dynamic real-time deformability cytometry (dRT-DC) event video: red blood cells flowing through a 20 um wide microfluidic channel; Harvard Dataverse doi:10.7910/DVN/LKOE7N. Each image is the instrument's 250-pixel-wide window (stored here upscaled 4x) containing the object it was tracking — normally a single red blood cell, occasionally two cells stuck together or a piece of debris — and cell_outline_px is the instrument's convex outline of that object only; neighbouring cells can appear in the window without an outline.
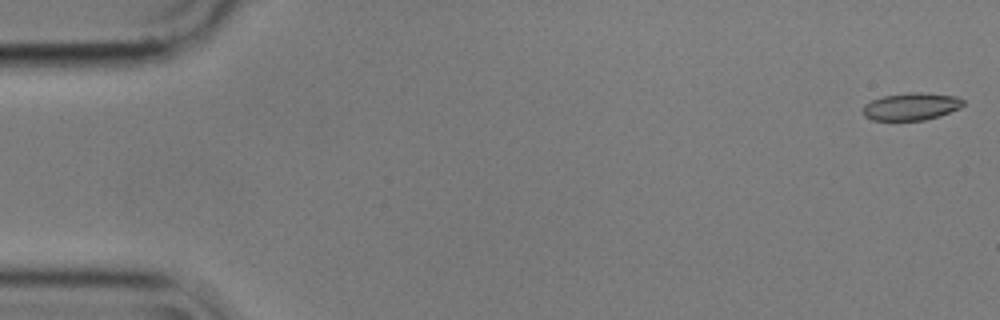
{"species": "common noctule bat (a hibernating species)", "species_latin": "Nyctalus noctula", "temperature_condition": "cold", "stored_images_in_passage": 5, "camera_frame_rate_fps": 3000, "um_per_image_px": 0.085, "animal": {"sex": "male", "body_mass_g": 17.9}, "frame": {"image": 1, "passage_image": 1, "time_ms": 0.0, "image_size_px": [1000, 320], "cell_outline_px": [[964, 104], [960, 108], [940, 116], [924, 120], [872, 120], [864, 116], [864, 104], [872, 100], [884, 96], [908, 92], [920, 92], [956, 96], [964, 100]], "centroid_in_image_um": [77.47, 9.05], "position_along_channel_um": 7.5, "area_um2": 16.01}}